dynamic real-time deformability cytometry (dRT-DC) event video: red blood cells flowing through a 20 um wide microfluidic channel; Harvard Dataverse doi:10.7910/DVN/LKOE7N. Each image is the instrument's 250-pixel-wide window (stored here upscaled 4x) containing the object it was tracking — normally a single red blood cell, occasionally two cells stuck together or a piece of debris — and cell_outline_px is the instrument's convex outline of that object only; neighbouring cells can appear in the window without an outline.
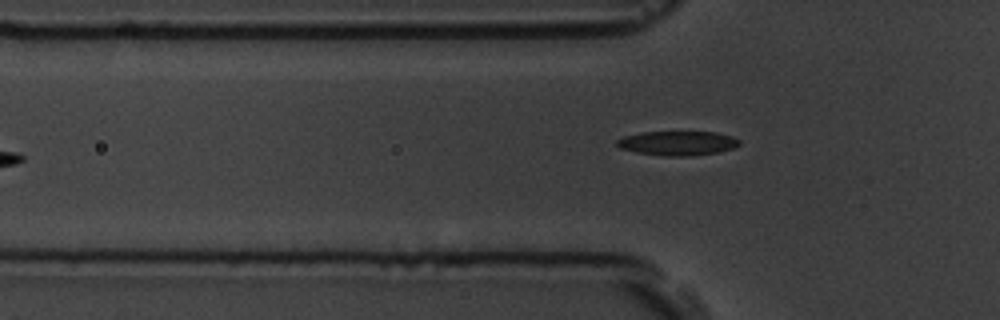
{"species": "common noctule bat (a hibernating species)", "species_latin": "Nyctalus noctula", "temperature_condition": "room temperature", "stored_images_in_passage": 6, "camera_frame_rate_fps": 3000, "um_per_image_px": 0.085, "animal": {"sex": "male", "body_mass_g": 19.5, "forearm_length_mm": 54.6}, "frame": {"image": 1, "passage_image": 6, "time_ms": 5.667, "image_size_px": [1000, 320], "cell_outline_px": [[740, 144], [732, 148], [716, 152], [692, 156], [664, 156], [636, 152], [620, 148], [616, 144], [616, 140], [624, 136], [644, 132], [716, 132], [732, 136], [740, 140]], "centroid_in_image_um": [57.59, 12.17], "position_along_channel_um": 68.2, "area_um2": 17.28}}